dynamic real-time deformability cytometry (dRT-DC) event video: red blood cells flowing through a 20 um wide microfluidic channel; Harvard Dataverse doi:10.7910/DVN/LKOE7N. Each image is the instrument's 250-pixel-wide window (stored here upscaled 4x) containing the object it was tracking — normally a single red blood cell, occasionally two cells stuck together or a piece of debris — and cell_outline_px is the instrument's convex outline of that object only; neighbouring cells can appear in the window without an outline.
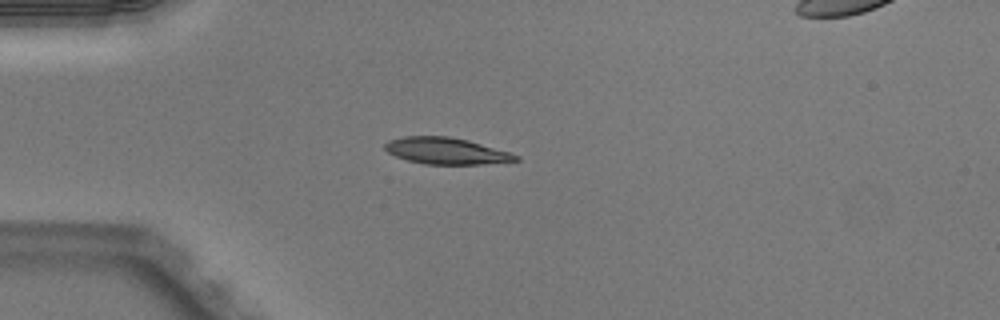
{"species": "Egyptian fruit bat (a non-hibernating species)", "species_latin": "Rousettus aegyptiacus", "temperature_condition": "warm", "stored_images_in_passage": 31, "camera_frame_rate_fps": 3000, "um_per_image_px": 0.085, "animal": {"sex": "male"}, "frame": {"image": 1, "passage_image": 1, "time_ms": 0.0, "image_size_px": [1000, 320], "cell_outline_px": [[520, 160], [484, 164], [424, 164], [408, 160], [396, 156], [388, 152], [384, 148], [384, 144], [388, 140], [404, 136], [448, 136], [468, 140], [508, 152], [520, 156]], "centroid_in_image_um": [37.9, 12.82], "position_along_channel_um": 47.1, "area_um2": 20.11}}
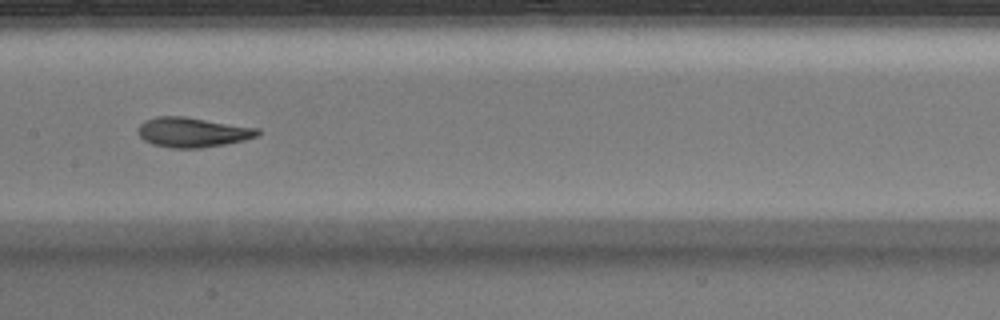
{"frame": {"image": 2, "passage_image": 13, "time_ms": 4.0, "image_size_px": [1000, 320], "cell_outline_px": [[260, 132], [256, 136], [244, 140], [224, 144], [200, 148], [172, 148], [152, 144], [144, 140], [140, 136], [140, 124], [144, 120], [156, 116], [184, 116], [260, 128]], "centroid_in_image_um": [16.38, 11.23], "position_along_channel_um": 191.0, "area_um2": 20.69}}
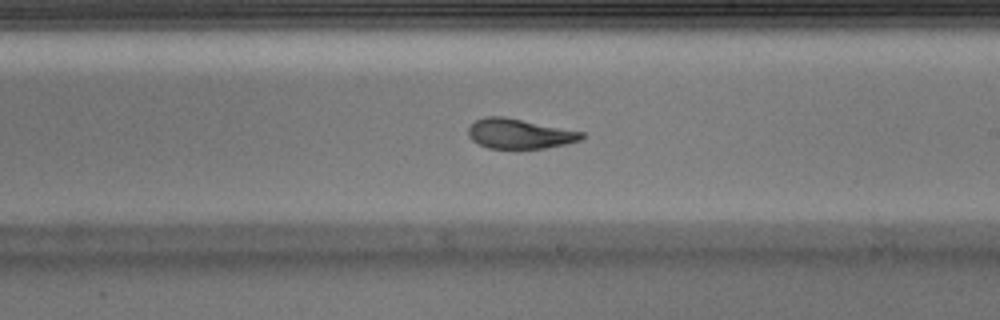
{"frame": {"image": 3, "passage_image": 17, "time_ms": 5.333, "image_size_px": [1000, 320], "cell_outline_px": [[584, 136], [580, 140], [568, 144], [544, 148], [488, 148], [472, 140], [468, 136], [468, 128], [476, 120], [484, 116], [504, 116], [584, 132]], "centroid_in_image_um": [44.15, 11.36], "position_along_channel_um": 244.8, "area_um2": 19.71}, "authors_computed_cell_mechanics": {"area_um2": 20.7502, "velocity_mm_per_s": 4.0445, "shape_relaxation_time_tau1_ms": 4.0583, "shape_relaxation_time_tau2_ms": 1.1465, "deformation_change_tau1": 0.1955, "deformation_change_tau2": 0.0818}}